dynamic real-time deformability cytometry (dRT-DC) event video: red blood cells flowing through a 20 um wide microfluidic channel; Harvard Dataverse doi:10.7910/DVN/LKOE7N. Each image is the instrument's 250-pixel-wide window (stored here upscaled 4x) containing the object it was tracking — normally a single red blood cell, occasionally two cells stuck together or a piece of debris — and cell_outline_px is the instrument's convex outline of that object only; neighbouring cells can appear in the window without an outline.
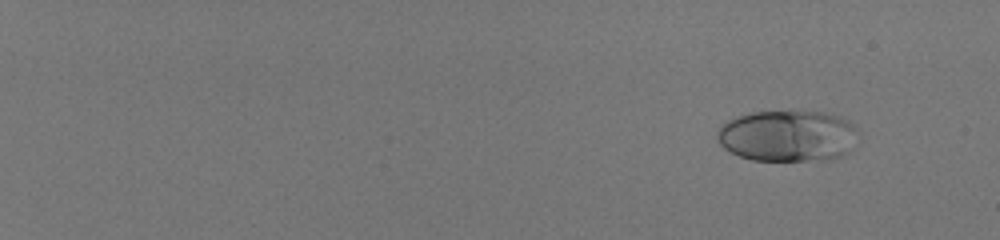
{"species": "human", "species_latin": "Homo sapiens", "temperature_condition": "room temperature", "stored_images_in_passage": 53, "camera_frame_rate_fps": 3000, "um_per_image_px": 0.085, "donor": {"sex": "male"}, "frame": {"image": 1, "passage_image": 1, "time_ms": 0.0, "image_size_px": [1000, 240], "cell_outline_px": [[856, 128], [848, 152], [832, 160], [752, 160], [740, 156], [724, 148], [716, 140], [716, 132], [720, 124], [736, 116], [752, 112], [824, 112], [840, 116], [848, 120]], "centroid_in_image_um": [66.88, 11.55], "position_along_channel_um": 18.1, "area_um2": 42.02}}
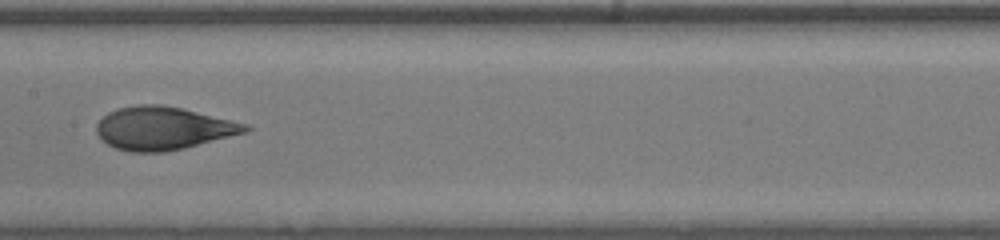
{"frame": {"image": 2, "passage_image": 31, "time_ms": 10.0, "image_size_px": [1000, 240], "cell_outline_px": [[252, 128], [248, 132], [184, 148], [164, 152], [132, 152], [116, 148], [108, 144], [96, 132], [96, 124], [108, 112], [116, 108], [136, 104], [160, 104], [180, 108], [232, 120], [248, 124]], "centroid_in_image_um": [13.88, 10.9], "position_along_channel_um": 193.5, "area_um2": 37.22}}
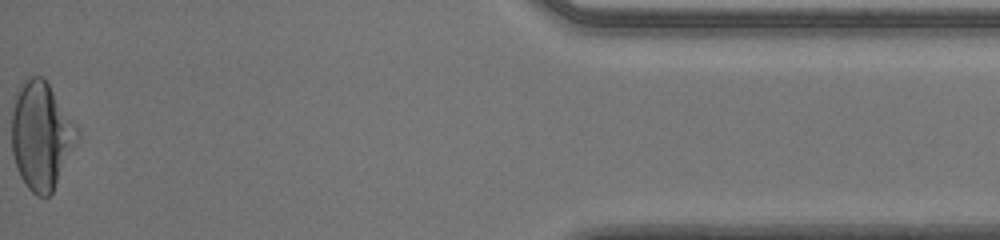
{"frame": {"image": 3, "passage_image": 53, "time_ms": 17.333, "image_size_px": [1000, 240], "cell_outline_px": [[80, 136], [52, 192], [48, 196], [36, 196], [24, 184], [16, 168], [12, 152], [12, 96], [20, 84], [28, 76], [40, 76], [48, 84], [80, 128]], "centroid_in_image_um": [3.49, 11.5], "position_along_channel_um": 431.7, "area_um2": 41.5}, "authors_computed_cell_mechanics": {"area_um2": 38.0902, "velocity_mm_per_s": 4.0129, "shape_relaxation_time_tau1_ms": 4.5901, "shape_relaxation_time_tau2_ms": 0.6988, "deformation_change_tau1": 0.192, "deformation_change_tau2": 0.062}}